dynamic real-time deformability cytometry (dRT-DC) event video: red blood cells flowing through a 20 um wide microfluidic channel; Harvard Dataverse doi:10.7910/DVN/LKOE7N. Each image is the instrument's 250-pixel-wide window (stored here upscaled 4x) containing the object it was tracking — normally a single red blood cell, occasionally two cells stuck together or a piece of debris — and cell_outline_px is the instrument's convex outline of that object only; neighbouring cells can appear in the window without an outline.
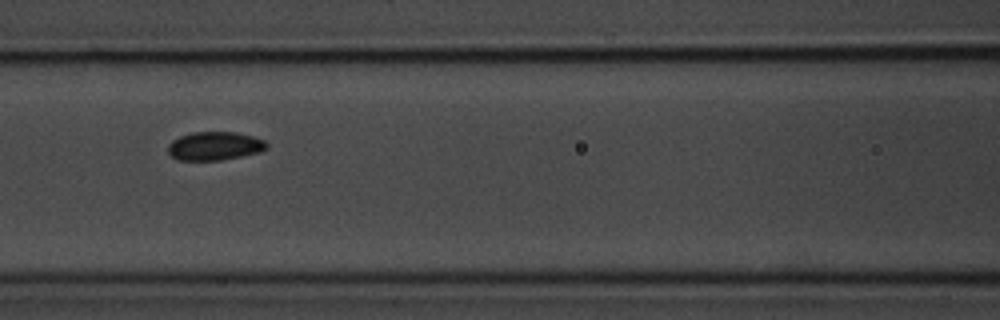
{"species": "common noctule bat (a hibernating species)", "species_latin": "Nyctalus noctula", "temperature_condition": "room temperature", "stored_images_in_passage": 7, "camera_frame_rate_fps": 3000, "um_per_image_px": 0.085, "animal": {"sex": "male", "body_mass_g": 20.1, "forearm_length_mm": 53.5}, "frame": {"image": 1, "passage_image": 4, "time_ms": 3.333, "image_size_px": [1000, 320], "cell_outline_px": [[268, 148], [260, 152], [220, 160], [176, 160], [168, 152], [168, 144], [172, 140], [180, 136], [192, 132], [236, 132], [252, 136], [264, 140], [268, 144]], "centroid_in_image_um": [18.24, 12.4], "position_along_channel_um": 148.4, "area_um2": 16.42}}
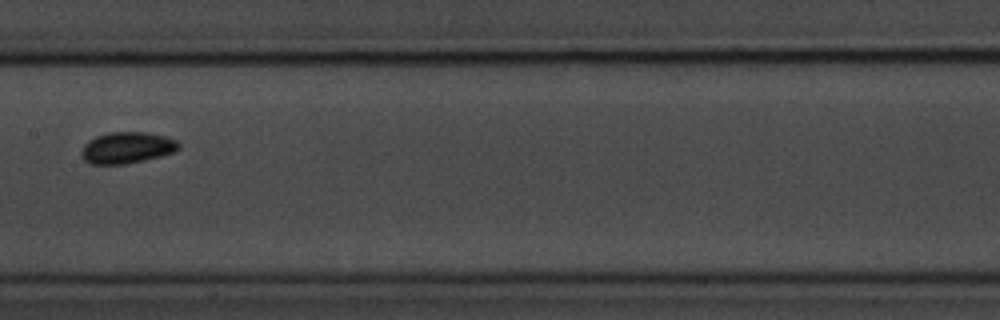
{"frame": {"image": 2, "passage_image": 5, "time_ms": 4.667, "image_size_px": [1000, 320], "cell_outline_px": [[180, 148], [176, 152], [144, 160], [124, 164], [92, 164], [84, 160], [80, 156], [80, 152], [84, 144], [88, 140], [96, 136], [108, 132], [148, 132], [164, 136], [176, 140], [180, 144]], "centroid_in_image_um": [10.78, 12.55], "position_along_channel_um": 196.6, "area_um2": 17.98}}